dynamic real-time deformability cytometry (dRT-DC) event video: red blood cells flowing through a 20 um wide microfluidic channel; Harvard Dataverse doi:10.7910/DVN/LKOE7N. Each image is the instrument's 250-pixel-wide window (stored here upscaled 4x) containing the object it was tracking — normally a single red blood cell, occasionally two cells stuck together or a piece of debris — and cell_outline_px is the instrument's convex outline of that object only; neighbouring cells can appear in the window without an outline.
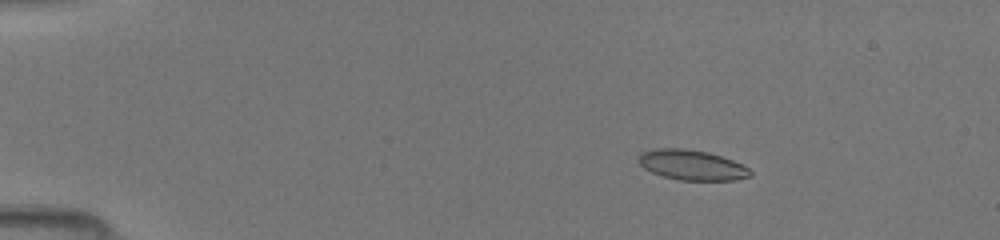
{"species": "common noctule bat (a hibernating species)", "species_latin": "Nyctalus noctula", "temperature_condition": "room temperature", "stored_images_in_passage": 49, "camera_frame_rate_fps": 3000, "um_per_image_px": 0.085, "animal": {"sex": "female", "body_mass_g": 19.5, "forearm_length_mm": 54.1}, "frame": {"image": 1, "passage_image": 9, "time_ms": 2.667, "image_size_px": [1000, 240], "cell_outline_px": [[752, 176], [736, 180], [680, 180], [664, 176], [652, 172], [644, 168], [636, 160], [640, 152], [652, 148], [684, 148], [708, 152], [744, 164], [752, 172]], "centroid_in_image_um": [58.79, 14.01], "position_along_channel_um": 26.2, "area_um2": 19.83}}
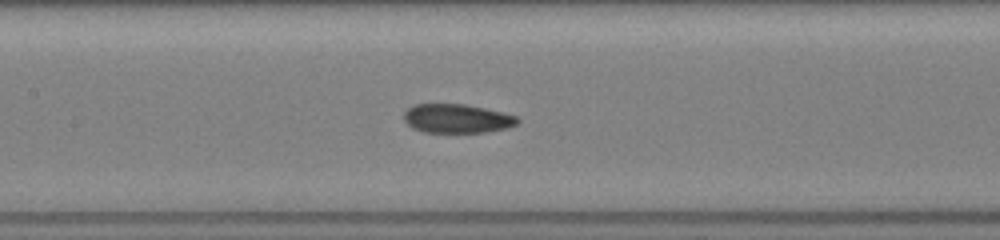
{"frame": {"image": 2, "passage_image": 25, "time_ms": 8.0, "image_size_px": [1000, 240], "cell_outline_px": [[520, 120], [516, 124], [508, 128], [484, 132], [424, 132], [412, 128], [404, 120], [404, 112], [412, 104], [464, 104], [504, 112], [516, 116]], "centroid_in_image_um": [38.83, 10.07], "position_along_channel_um": 168.6, "area_um2": 19.19}}
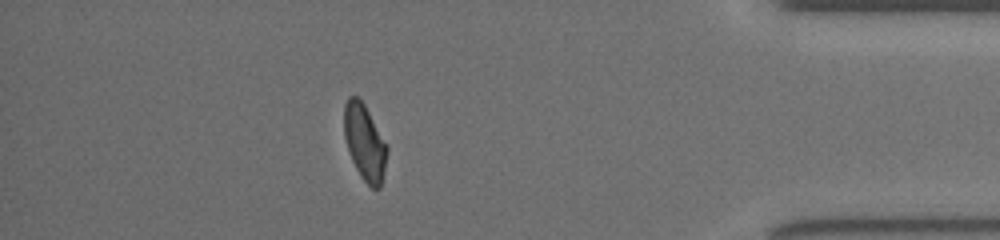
{"frame": {"image": 3, "passage_image": 44, "time_ms": 14.333, "image_size_px": [1000, 240], "cell_outline_px": [[388, 152], [380, 188], [372, 188], [364, 180], [356, 168], [352, 160], [344, 136], [344, 104], [348, 96], [356, 96], [364, 104], [388, 148]], "centroid_in_image_um": [30.98, 12.09], "position_along_channel_um": 404.2, "area_um2": 18.61}}